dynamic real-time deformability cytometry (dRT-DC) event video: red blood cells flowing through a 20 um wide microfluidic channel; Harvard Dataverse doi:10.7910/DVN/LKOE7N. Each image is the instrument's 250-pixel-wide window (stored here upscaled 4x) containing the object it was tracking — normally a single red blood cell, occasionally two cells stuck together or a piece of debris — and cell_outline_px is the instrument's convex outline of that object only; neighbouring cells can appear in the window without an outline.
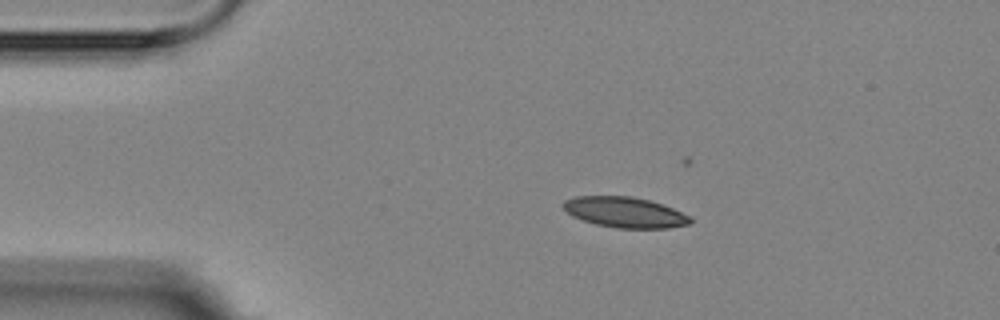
{"species": "Egyptian fruit bat (a non-hibernating species)", "species_latin": "Rousettus aegyptiacus", "temperature_condition": "room temperature", "stored_images_in_passage": 15, "camera_frame_rate_fps": 3000, "um_per_image_px": 0.085, "animal": {"sex": "female"}, "frame": {"image": 1, "passage_image": 2, "time_ms": 2.0, "image_size_px": [1000, 320], "cell_outline_px": [[692, 224], [668, 228], [616, 228], [596, 224], [572, 216], [560, 204], [564, 200], [576, 196], [632, 196], [648, 200], [672, 208], [692, 216]], "centroid_in_image_um": [53.13, 18.04], "position_along_channel_um": 31.9, "area_um2": 22.66}}
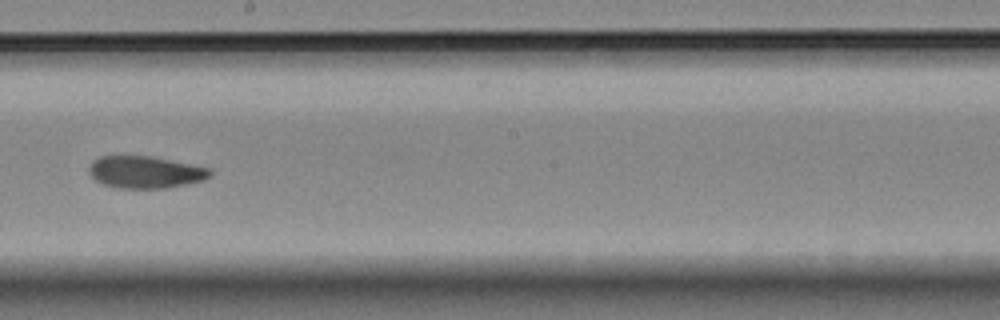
{"frame": {"image": 2, "passage_image": 8, "time_ms": 9.0, "image_size_px": [1000, 320], "cell_outline_px": [[212, 176], [204, 180], [168, 188], [120, 188], [104, 184], [96, 180], [88, 172], [88, 168], [92, 160], [100, 156], [152, 156], [212, 168]], "centroid_in_image_um": [12.38, 14.62], "position_along_channel_um": 235.8, "area_um2": 22.83}}
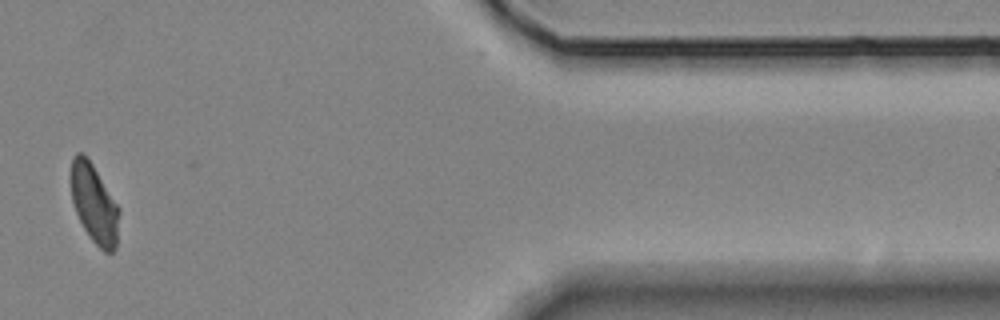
{"frame": {"image": 3, "passage_image": 13, "time_ms": 15.0, "image_size_px": [1000, 320], "cell_outline_px": [[120, 212], [116, 248], [112, 252], [104, 252], [92, 240], [84, 228], [76, 212], [72, 200], [72, 160], [76, 152], [80, 152], [92, 164], [120, 208]], "centroid_in_image_um": [8.04, 17.36], "position_along_channel_um": 403.4, "area_um2": 21.73}, "authors_computed_cell_mechanics": {"area_um2": 23.0044, "velocity_mm_per_s": 3.5237, "shape_relaxation_time_tau1_ms": 8.6311, "shape_relaxation_time_tau2_ms": 4.1346, "deformation_change_tau1": 0.1586, "deformation_change_tau2": 0.0874}}